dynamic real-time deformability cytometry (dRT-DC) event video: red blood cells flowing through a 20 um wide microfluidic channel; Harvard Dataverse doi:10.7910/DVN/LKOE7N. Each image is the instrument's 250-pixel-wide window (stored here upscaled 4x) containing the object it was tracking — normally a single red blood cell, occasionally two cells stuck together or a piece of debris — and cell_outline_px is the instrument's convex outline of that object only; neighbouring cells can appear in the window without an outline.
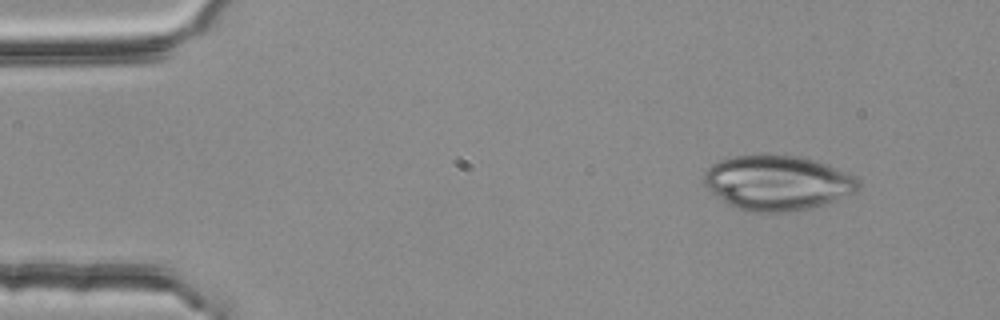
{"species": "common noctule bat (a hibernating species)", "species_latin": "Nyctalus noctula", "temperature_condition": "room temperature", "stored_images_in_passage": 3, "camera_frame_rate_fps": 3000, "um_per_image_px": 0.085, "animal": {"sex": "female", "body_mass_g": 25.1}, "frame": {"image": 1, "passage_image": 1, "time_ms": 0.0, "image_size_px": [1000, 320], "cell_outline_px": [[860, 184], [856, 192], [824, 204], [808, 208], [784, 212], [748, 212], [728, 204], [716, 196], [704, 184], [704, 172], [712, 164], [720, 160], [736, 156], [796, 156], [812, 160], [824, 164], [856, 176], [860, 180]], "centroid_in_image_um": [66.07, 15.56], "position_along_channel_um": 18.9, "area_um2": 48.73}}